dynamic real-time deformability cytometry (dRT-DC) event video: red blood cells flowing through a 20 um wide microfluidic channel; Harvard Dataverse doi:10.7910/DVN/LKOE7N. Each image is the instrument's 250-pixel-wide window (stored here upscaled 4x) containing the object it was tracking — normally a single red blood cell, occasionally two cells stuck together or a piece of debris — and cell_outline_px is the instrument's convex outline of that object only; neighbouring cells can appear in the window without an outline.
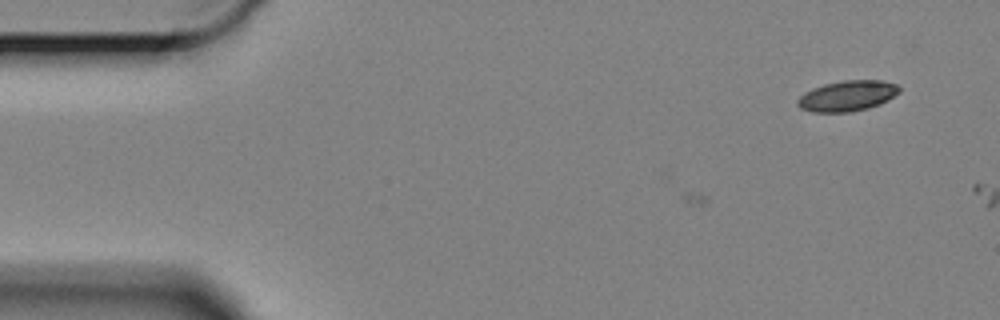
{"species": "Egyptian fruit bat (a non-hibernating species)", "species_latin": "Rousettus aegyptiacus", "temperature_condition": "cold", "stored_images_in_passage": 2, "camera_frame_rate_fps": 3000, "um_per_image_px": 0.085, "animal": {"sex": "female"}, "frame": {"image": 1, "passage_image": 1, "time_ms": 0.0, "image_size_px": [1000, 320], "cell_outline_px": [[900, 92], [888, 100], [880, 104], [868, 108], [852, 112], [812, 112], [800, 108], [796, 104], [796, 100], [804, 92], [812, 88], [824, 84], [844, 80], [884, 80], [896, 84], [900, 88]], "centroid_in_image_um": [72.02, 8.15], "position_along_channel_um": 13.0, "area_um2": 18.32}}